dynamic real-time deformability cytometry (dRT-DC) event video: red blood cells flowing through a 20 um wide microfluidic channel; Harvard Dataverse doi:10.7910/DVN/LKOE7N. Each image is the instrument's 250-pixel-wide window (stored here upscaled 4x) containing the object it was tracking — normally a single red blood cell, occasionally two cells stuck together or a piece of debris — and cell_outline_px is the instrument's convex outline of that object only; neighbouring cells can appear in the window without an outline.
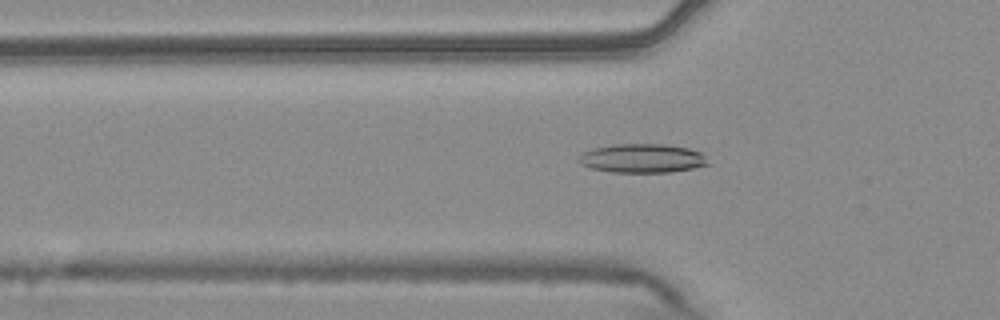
{"species": "common noctule bat (a hibernating species)", "species_latin": "Nyctalus noctula", "temperature_condition": "warm", "stored_images_in_passage": 55, "camera_frame_rate_fps": 3000, "um_per_image_px": 0.085, "animal": {"sex": "male", "body_mass_g": 20.4}, "frame": {"image": 1, "passage_image": 18, "time_ms": 5.667, "image_size_px": [1000, 320], "cell_outline_px": [[708, 164], [692, 168], [672, 172], [612, 172], [592, 168], [580, 164], [576, 160], [584, 152], [592, 148], [616, 144], [664, 144], [688, 148], [700, 152], [704, 156]], "centroid_in_image_um": [54.56, 13.45], "position_along_channel_um": 71.2, "area_um2": 21.62}}
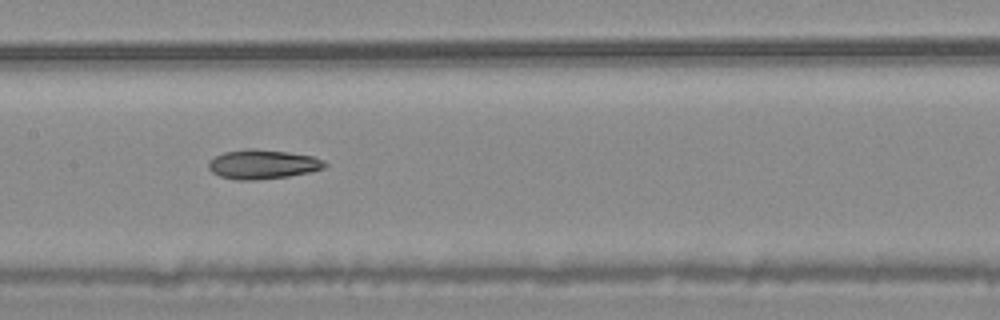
{"frame": {"image": 2, "passage_image": 27, "time_ms": 8.667, "image_size_px": [1000, 320], "cell_outline_px": [[328, 164], [324, 168], [308, 172], [288, 176], [256, 180], [236, 180], [220, 176], [212, 172], [208, 168], [208, 160], [224, 152], [248, 148], [252, 148], [288, 152], [312, 156], [324, 160]], "centroid_in_image_um": [22.31, 13.96], "position_along_channel_um": 185.1, "area_um2": 19.88}}
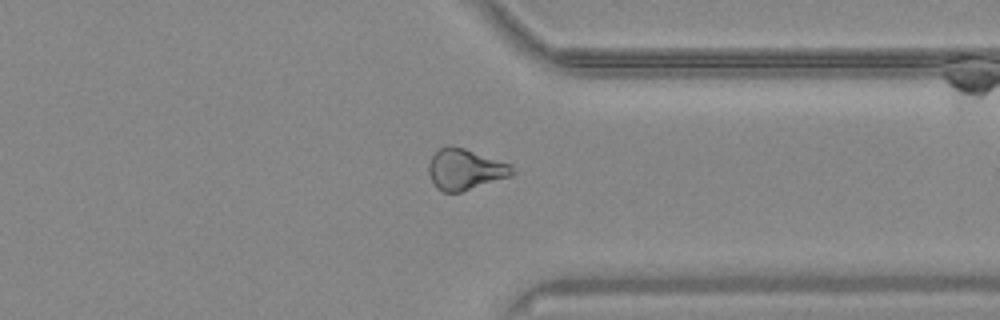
{"frame": {"image": 3, "passage_image": 42, "time_ms": 13.667, "image_size_px": [1000, 320], "cell_outline_px": [[516, 172], [512, 176], [460, 192], [444, 192], [436, 188], [428, 172], [428, 164], [432, 156], [440, 148], [448, 144], [452, 144], [512, 164]], "centroid_in_image_um": [39.55, 14.38], "position_along_channel_um": 371.8, "area_um2": 20.11}}